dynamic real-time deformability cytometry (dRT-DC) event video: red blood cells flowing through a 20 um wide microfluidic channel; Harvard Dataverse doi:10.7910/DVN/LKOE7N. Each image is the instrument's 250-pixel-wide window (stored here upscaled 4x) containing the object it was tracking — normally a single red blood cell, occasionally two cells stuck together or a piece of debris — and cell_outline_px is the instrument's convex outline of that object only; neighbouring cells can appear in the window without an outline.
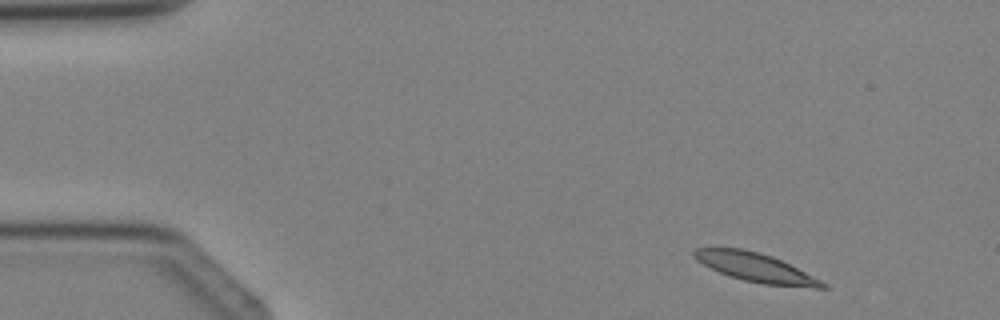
{"species": "Egyptian fruit bat (a non-hibernating species)", "species_latin": "Rousettus aegyptiacus", "temperature_condition": "cold", "stored_images_in_passage": 3, "camera_frame_rate_fps": 3000, "um_per_image_px": 0.085, "animal": {"sex": "female"}, "frame": {"image": 1, "passage_image": 1, "time_ms": 0.0, "image_size_px": [1000, 320], "cell_outline_px": [[828, 288], [812, 288], [764, 284], [744, 280], [728, 276], [696, 260], [692, 256], [692, 252], [696, 248], [744, 248], [760, 252], [772, 256], [828, 284]], "centroid_in_image_um": [64.21, 22.73], "position_along_channel_um": 20.8, "area_um2": 21.39}}